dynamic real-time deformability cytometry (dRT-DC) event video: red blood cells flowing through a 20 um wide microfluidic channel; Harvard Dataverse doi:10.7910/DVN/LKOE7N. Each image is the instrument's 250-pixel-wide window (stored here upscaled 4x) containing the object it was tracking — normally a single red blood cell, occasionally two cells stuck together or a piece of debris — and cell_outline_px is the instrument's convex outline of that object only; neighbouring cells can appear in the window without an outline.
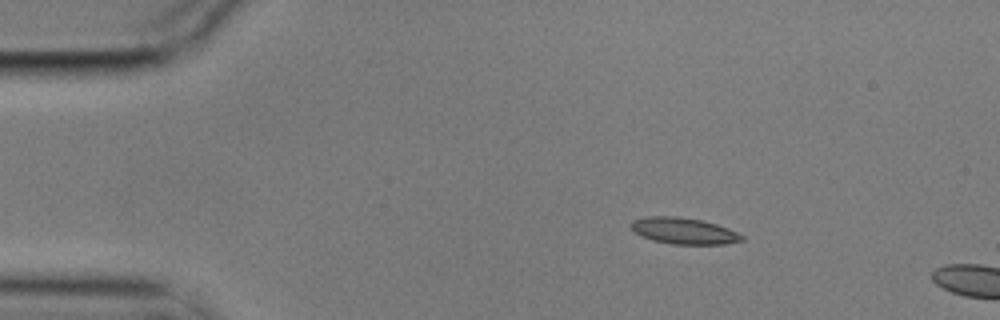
{"species": "common noctule bat (a hibernating species)", "species_latin": "Nyctalus noctula", "temperature_condition": "cold", "stored_images_in_passage": 3, "camera_frame_rate_fps": 3000, "um_per_image_px": 0.085, "animal": {"sex": "male", "body_mass_g": 17.9}, "frame": {"image": 1, "passage_image": 2, "time_ms": 0.333, "image_size_px": [1000, 320], "cell_outline_px": [[744, 240], [724, 244], [672, 244], [652, 240], [636, 232], [632, 228], [632, 220], [648, 216], [676, 216], [700, 220], [716, 224], [728, 228], [744, 236]], "centroid_in_image_um": [58.15, 19.62], "position_along_channel_um": 26.9, "area_um2": 16.76}}